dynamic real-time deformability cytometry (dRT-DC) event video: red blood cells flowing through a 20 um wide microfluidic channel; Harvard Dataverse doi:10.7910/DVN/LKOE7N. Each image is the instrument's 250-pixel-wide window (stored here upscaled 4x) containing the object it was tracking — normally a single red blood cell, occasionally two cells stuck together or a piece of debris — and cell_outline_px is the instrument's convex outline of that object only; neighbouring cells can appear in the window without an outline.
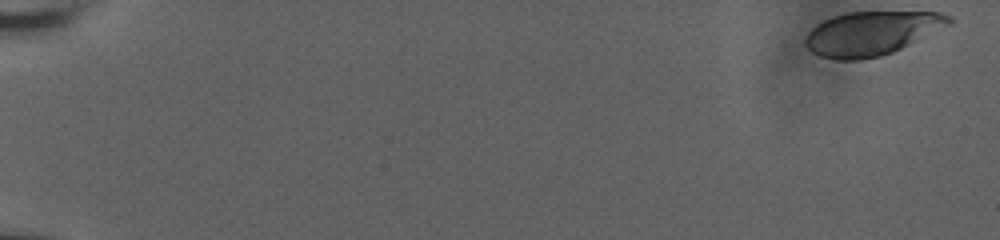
{"species": "human", "species_latin": "Homo sapiens", "temperature_condition": "room temperature", "stored_images_in_passage": 53, "camera_frame_rate_fps": 3000, "um_per_image_px": 0.085, "donor": {"sex": "male"}, "frame": {"image": 1, "passage_image": 1, "time_ms": 0.0, "image_size_px": [1000, 240], "cell_outline_px": [[952, 24], [892, 52], [880, 56], [860, 60], [836, 60], [820, 56], [812, 52], [804, 44], [804, 40], [808, 32], [816, 24], [824, 20], [848, 12], [940, 12], [952, 16]], "centroid_in_image_um": [74.08, 2.83], "position_along_channel_um": 10.9, "area_um2": 36.65}}
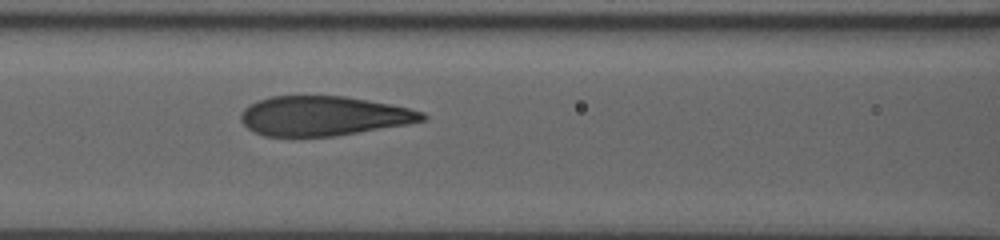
{"frame": {"image": 2, "passage_image": 28, "time_ms": 9.0, "image_size_px": [1000, 240], "cell_outline_px": [[428, 116], [424, 120], [408, 124], [336, 136], [264, 136], [248, 128], [240, 120], [240, 116], [244, 108], [268, 96], [344, 96], [368, 100], [408, 108], [424, 112]], "centroid_in_image_um": [27.51, 9.85], "position_along_channel_um": 139.1, "area_um2": 41.62}}
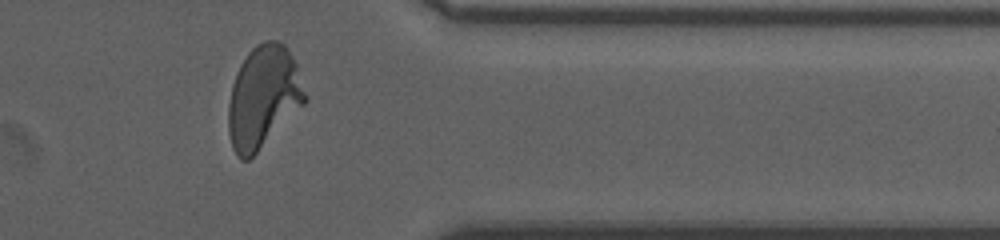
{"frame": {"image": 3, "passage_image": 49, "time_ms": 16.0, "image_size_px": [1000, 240], "cell_outline_px": [[308, 100], [248, 160], [240, 160], [236, 156], [232, 148], [228, 132], [228, 104], [232, 84], [236, 72], [240, 64], [248, 52], [256, 44], [264, 40], [276, 40], [284, 44], [296, 64], [308, 96]], "centroid_in_image_um": [22.36, 8.24], "position_along_channel_um": 389.0, "area_um2": 45.6}, "authors_computed_cell_mechanics": {"area_um2": 42.772, "velocity_mm_per_s": 3.6885, "shape_relaxation_time_tau1_ms": 5.9379, "shape_relaxation_time_tau2_ms": null, "deformation_change_tau1": 0.2498, "deformation_change_tau2": null}}